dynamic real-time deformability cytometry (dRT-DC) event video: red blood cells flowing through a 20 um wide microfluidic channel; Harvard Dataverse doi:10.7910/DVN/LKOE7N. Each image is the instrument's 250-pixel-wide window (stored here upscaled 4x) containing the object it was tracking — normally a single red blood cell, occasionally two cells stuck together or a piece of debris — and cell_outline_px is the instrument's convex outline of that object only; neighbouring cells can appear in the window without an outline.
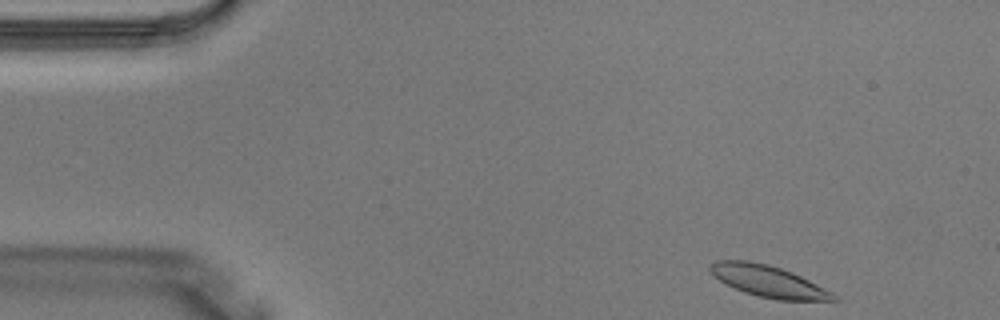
{"species": "Egyptian fruit bat (a non-hibernating species)", "species_latin": "Rousettus aegyptiacus", "temperature_condition": "warm", "stored_images_in_passage": 2, "camera_frame_rate_fps": 3000, "um_per_image_px": 0.085, "animal": {"sex": "male"}, "frame": {"image": 1, "passage_image": 1, "time_ms": 0.0, "image_size_px": [1000, 320], "cell_outline_px": [[840, 300], [776, 300], [744, 292], [712, 276], [708, 272], [708, 264], [716, 260], [748, 260], [768, 264], [792, 272], [840, 296]], "centroid_in_image_um": [65.28, 23.89], "position_along_channel_um": 19.7, "area_um2": 22.66}}